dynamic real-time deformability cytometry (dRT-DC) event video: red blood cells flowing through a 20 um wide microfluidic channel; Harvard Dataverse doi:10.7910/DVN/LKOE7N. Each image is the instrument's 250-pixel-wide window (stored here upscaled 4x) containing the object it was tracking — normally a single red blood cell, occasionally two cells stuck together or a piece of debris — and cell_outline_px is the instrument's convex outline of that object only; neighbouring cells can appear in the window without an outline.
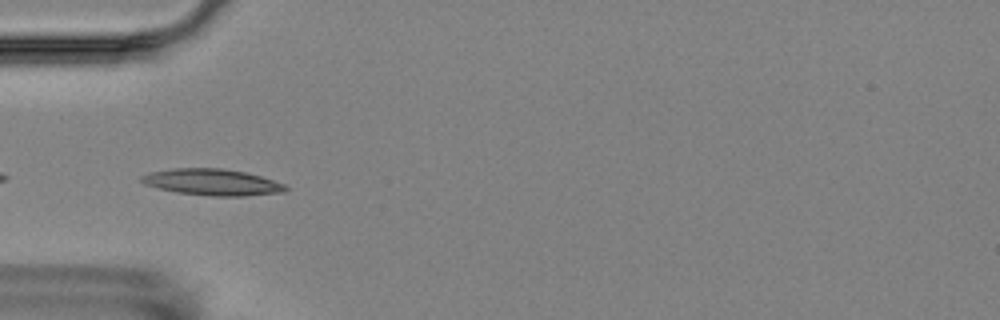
{"species": "Egyptian fruit bat (a non-hibernating species)", "species_latin": "Rousettus aegyptiacus", "temperature_condition": "room temperature", "stored_images_in_passage": 8, "camera_frame_rate_fps": 3000, "um_per_image_px": 0.085, "animal": {"sex": "female"}, "frame": {"image": 1, "passage_image": 4, "time_ms": 3.333, "image_size_px": [1000, 320], "cell_outline_px": [[288, 192], [244, 196], [212, 196], [176, 192], [144, 184], [140, 180], [140, 176], [148, 172], [172, 168], [220, 168], [244, 172], [260, 176], [284, 184], [288, 188]], "centroid_in_image_um": [18.03, 15.48], "position_along_channel_um": 67.0, "area_um2": 22.2}}
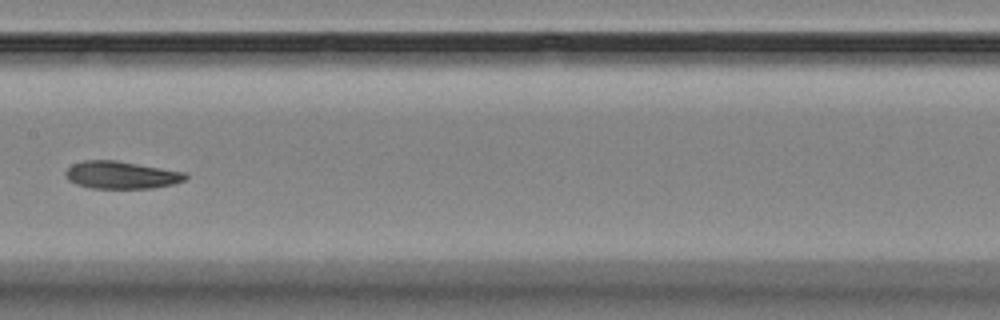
{"frame": {"image": 2, "passage_image": 7, "time_ms": 7.0, "image_size_px": [1000, 320], "cell_outline_px": [[188, 176], [184, 180], [172, 184], [152, 188], [88, 188], [76, 184], [68, 180], [64, 176], [64, 172], [72, 164], [84, 160], [116, 160], [188, 172]], "centroid_in_image_um": [10.3, 14.87], "position_along_channel_um": 197.1, "area_um2": 19.42}}
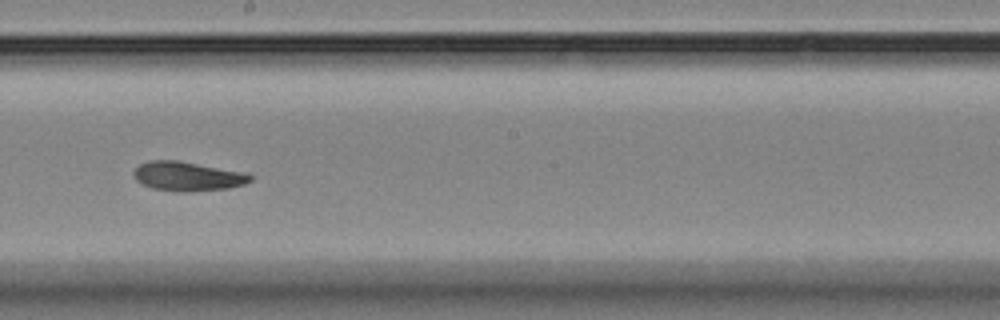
{"frame": {"image": 3, "passage_image": 8, "time_ms": 8.0, "image_size_px": [1000, 320], "cell_outline_px": [[252, 180], [244, 184], [228, 188], [192, 192], [176, 192], [152, 188], [136, 180], [132, 172], [140, 164], [148, 160], [176, 160], [248, 172], [252, 176]], "centroid_in_image_um": [15.97, 14.98], "position_along_channel_um": 232.2, "area_um2": 20.11}}